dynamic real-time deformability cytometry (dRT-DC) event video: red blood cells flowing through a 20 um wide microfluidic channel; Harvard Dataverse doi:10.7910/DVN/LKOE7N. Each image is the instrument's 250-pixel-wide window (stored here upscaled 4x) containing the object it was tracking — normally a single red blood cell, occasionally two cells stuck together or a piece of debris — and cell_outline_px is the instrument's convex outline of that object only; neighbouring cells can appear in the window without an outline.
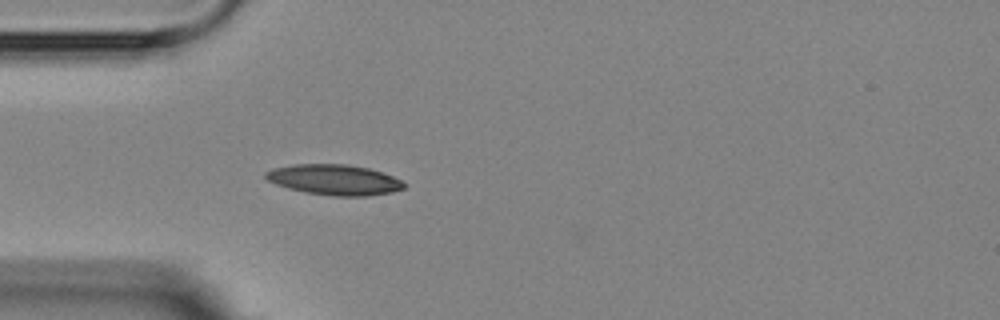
{"species": "Egyptian fruit bat (a non-hibernating species)", "species_latin": "Rousettus aegyptiacus", "temperature_condition": "room temperature", "stored_images_in_passage": 3, "camera_frame_rate_fps": 3000, "um_per_image_px": 0.085, "animal": {"sex": "female"}, "frame": {"image": 1, "passage_image": 3, "time_ms": 2.333, "image_size_px": [1000, 320], "cell_outline_px": [[408, 184], [404, 188], [392, 192], [368, 196], [332, 196], [304, 192], [288, 188], [276, 184], [268, 180], [264, 176], [264, 172], [272, 168], [296, 164], [348, 164], [368, 168], [384, 172]], "centroid_in_image_um": [28.43, 15.28], "position_along_channel_um": 56.6, "area_um2": 24.74}}